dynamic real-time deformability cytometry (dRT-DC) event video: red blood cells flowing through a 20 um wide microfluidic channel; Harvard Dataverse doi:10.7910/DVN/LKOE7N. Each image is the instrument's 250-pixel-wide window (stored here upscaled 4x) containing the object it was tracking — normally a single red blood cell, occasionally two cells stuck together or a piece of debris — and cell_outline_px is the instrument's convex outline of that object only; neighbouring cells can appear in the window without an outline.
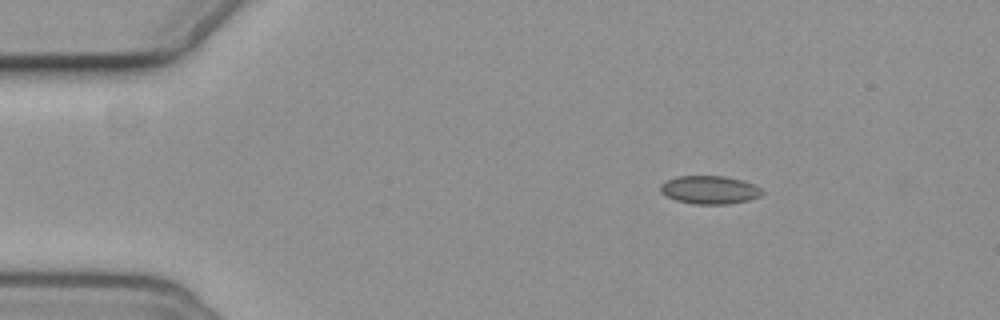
{"species": "common noctule bat (a hibernating species)", "species_latin": "Nyctalus noctula", "temperature_condition": "cold", "stored_images_in_passage": 4, "camera_frame_rate_fps": 3000, "um_per_image_px": 0.085, "animal": {"sex": "female", "body_mass_g": 19.3, "forearm_length_mm": 54.1}, "frame": {"image": 1, "passage_image": 1, "time_ms": 0.0, "image_size_px": [1000, 320], "cell_outline_px": [[764, 192], [760, 196], [748, 200], [728, 204], [692, 204], [676, 200], [660, 192], [660, 184], [676, 176], [724, 176], [744, 180], [760, 188]], "centroid_in_image_um": [60.31, 16.13], "position_along_channel_um": 24.7, "area_um2": 16.7}}
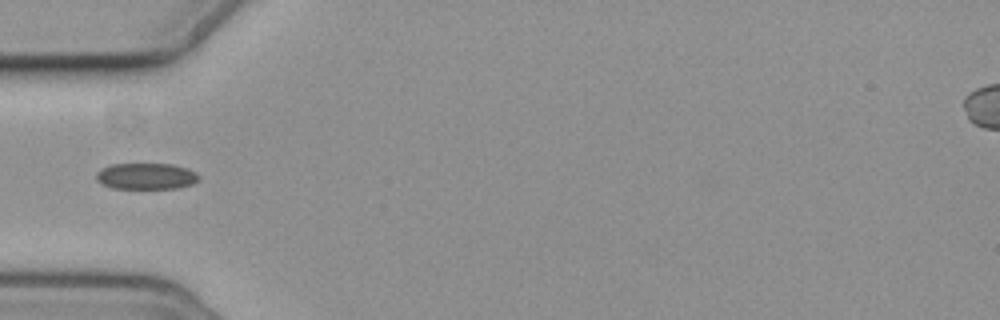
{"frame": {"image": 2, "passage_image": 4, "time_ms": 3.333, "image_size_px": [1000, 320], "cell_outline_px": [[200, 180], [192, 184], [180, 188], [112, 188], [100, 184], [96, 180], [96, 172], [100, 168], [112, 164], [172, 164], [188, 168], [196, 172], [200, 176]], "centroid_in_image_um": [12.43, 14.97], "position_along_channel_um": 72.6, "area_um2": 15.95}}